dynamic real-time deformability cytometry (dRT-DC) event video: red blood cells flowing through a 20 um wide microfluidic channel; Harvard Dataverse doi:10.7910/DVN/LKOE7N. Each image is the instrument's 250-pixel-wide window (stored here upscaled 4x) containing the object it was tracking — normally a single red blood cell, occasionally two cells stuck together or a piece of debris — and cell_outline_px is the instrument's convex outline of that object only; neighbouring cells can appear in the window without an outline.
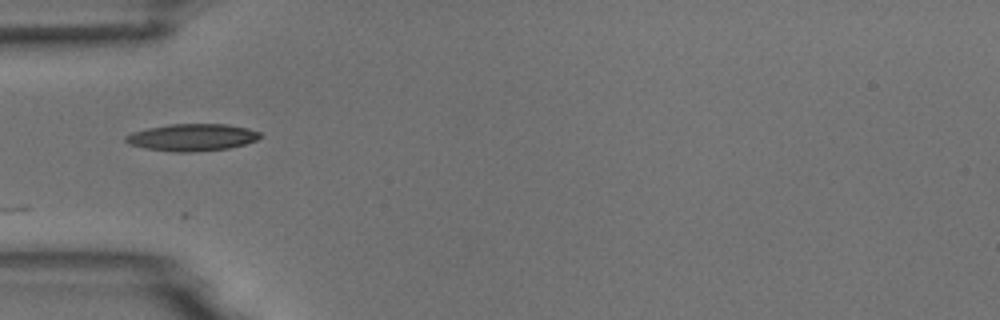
{"species": "common noctule bat (a hibernating species)", "species_latin": "Nyctalus noctula", "temperature_condition": "room temperature", "stored_images_in_passage": 18, "camera_frame_rate_fps": 3000, "um_per_image_px": 0.085, "animal": {"sex": "male", "body_mass_g": 18.8}, "frame": {"image": 1, "passage_image": 1, "time_ms": 0.0, "image_size_px": [1000, 320], "cell_outline_px": [[260, 136], [256, 140], [244, 144], [228, 148], [188, 152], [172, 152], [144, 148], [128, 144], [124, 140], [124, 136], [132, 132], [148, 128], [168, 124], [228, 124], [248, 128], [260, 132]], "centroid_in_image_um": [16.28, 11.67], "position_along_channel_um": 68.7, "area_um2": 21.21}}